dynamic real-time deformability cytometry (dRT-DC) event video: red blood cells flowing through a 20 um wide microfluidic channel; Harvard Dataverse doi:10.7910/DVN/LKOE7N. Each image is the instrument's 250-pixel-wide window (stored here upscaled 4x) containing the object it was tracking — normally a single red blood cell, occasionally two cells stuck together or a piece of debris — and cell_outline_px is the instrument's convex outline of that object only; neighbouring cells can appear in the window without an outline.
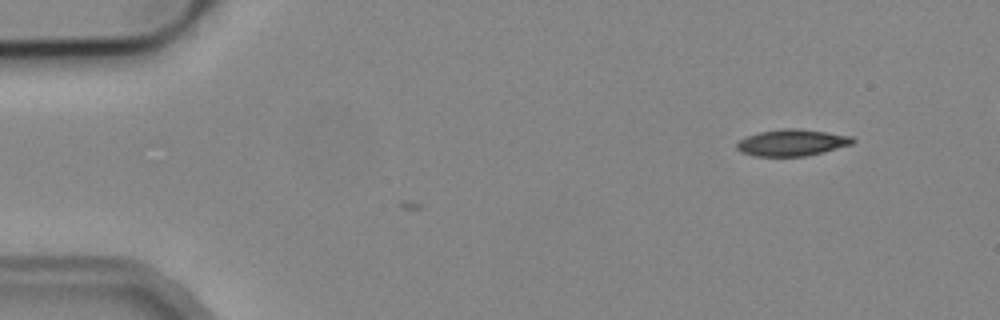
{"species": "common noctule bat (a hibernating species)", "species_latin": "Nyctalus noctula", "temperature_condition": "cold", "stored_images_in_passage": 3, "camera_frame_rate_fps": 3000, "um_per_image_px": 0.085, "animal": {"sex": "male", "body_mass_g": 19.2, "forearm_length_mm": 51.8}, "frame": {"image": 1, "passage_image": 3, "time_ms": 0.667, "image_size_px": [1000, 320], "cell_outline_px": [[856, 140], [852, 144], [824, 152], [804, 156], [756, 156], [740, 152], [736, 148], [736, 144], [740, 140], [748, 136], [760, 132], [784, 128], [796, 128], [852, 136]], "centroid_in_image_um": [67.32, 12.13], "position_along_channel_um": 17.7, "area_um2": 17.8}}